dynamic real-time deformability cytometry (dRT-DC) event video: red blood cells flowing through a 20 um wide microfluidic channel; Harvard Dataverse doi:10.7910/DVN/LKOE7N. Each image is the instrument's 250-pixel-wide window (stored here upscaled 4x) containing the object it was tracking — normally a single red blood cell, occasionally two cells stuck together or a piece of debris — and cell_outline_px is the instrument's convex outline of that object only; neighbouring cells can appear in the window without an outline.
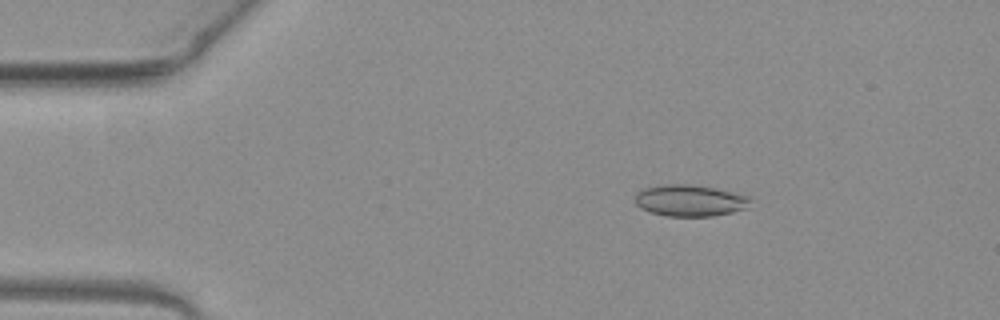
{"species": "common noctule bat (a hibernating species)", "species_latin": "Nyctalus noctula", "temperature_condition": "warm", "stored_images_in_passage": 48, "camera_frame_rate_fps": 3000, "um_per_image_px": 0.085, "animal": {"sex": "female", "body_mass_g": 19.3, "forearm_length_mm": 54.1}, "frame": {"image": 1, "passage_image": 6, "time_ms": 1.667, "image_size_px": [1000, 320], "cell_outline_px": [[748, 200], [744, 208], [732, 212], [712, 216], [668, 216], [652, 212], [640, 208], [636, 204], [636, 192], [644, 188], [668, 184], [688, 184], [716, 188], [748, 196]], "centroid_in_image_um": [58.58, 17.04], "position_along_channel_um": 26.4, "area_um2": 20.75}}
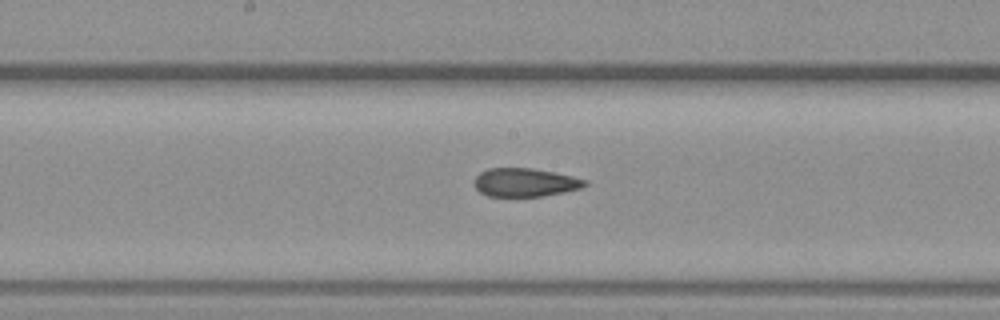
{"frame": {"image": 2, "passage_image": 24, "time_ms": 7.667, "image_size_px": [1000, 320], "cell_outline_px": [[588, 184], [580, 188], [564, 192], [544, 196], [488, 196], [480, 192], [472, 184], [472, 180], [480, 172], [488, 168], [532, 168], [572, 176], [588, 180]], "centroid_in_image_um": [44.59, 15.5], "position_along_channel_um": 203.6, "area_um2": 18.44}}
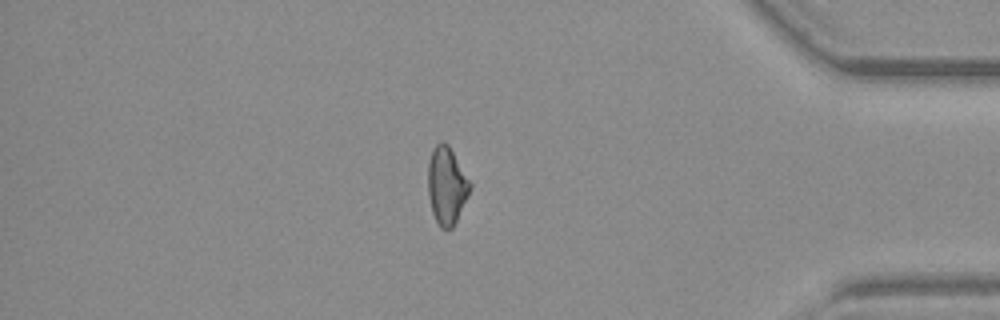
{"frame": {"image": 3, "passage_image": 41, "time_ms": 13.333, "image_size_px": [1000, 320], "cell_outline_px": [[472, 188], [452, 228], [440, 228], [432, 212], [428, 196], [428, 164], [432, 152], [436, 144], [448, 144], [472, 184]], "centroid_in_image_um": [37.97, 15.8], "position_along_channel_um": 397.2, "area_um2": 18.67}, "authors_computed_cell_mechanics": {"area_um2": 19.3052, "velocity_mm_per_s": 4.0387, "shape_relaxation_time_tau1_ms": null, "shape_relaxation_time_tau2_ms": 3.2528, "deformation_change_tau1": null, "deformation_change_tau2": 0.0981}}